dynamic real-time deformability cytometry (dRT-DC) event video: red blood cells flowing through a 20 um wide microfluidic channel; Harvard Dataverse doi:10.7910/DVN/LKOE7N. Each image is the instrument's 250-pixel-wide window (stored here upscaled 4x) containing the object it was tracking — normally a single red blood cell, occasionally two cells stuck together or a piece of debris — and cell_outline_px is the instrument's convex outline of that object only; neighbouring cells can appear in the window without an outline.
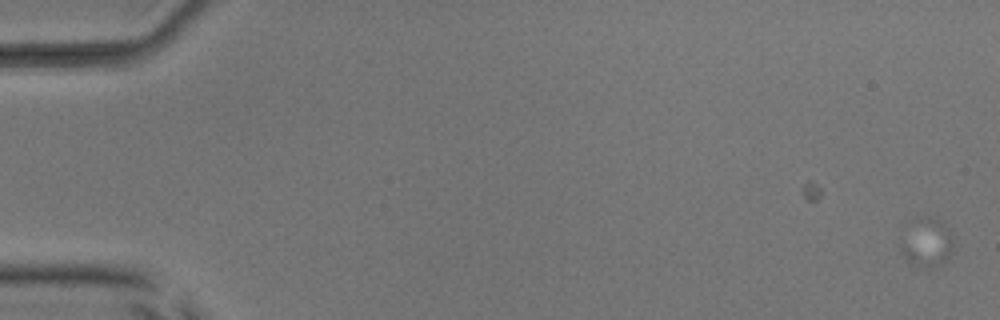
{"species": "common noctule bat (a hibernating species)", "species_latin": "Nyctalus noctula", "temperature_condition": "room temperature", "stored_images_in_passage": 10, "camera_frame_rate_fps": 3000, "um_per_image_px": 0.085, "animal": {"sex": "male", "body_mass_g": 17.9, "forearm_length_mm": 54.2}, "frame": {"image": 1, "passage_image": 1, "time_ms": 0.0, "image_size_px": [1000, 320], "cell_outline_px": [[952, 248], [948, 256], [944, 260], [936, 264], [916, 264], [908, 260], [900, 252], [900, 248], [916, 220], [924, 216], [932, 216], [944, 224], [948, 228], [952, 236]], "centroid_in_image_um": [78.83, 20.56], "position_along_channel_um": 6.2, "area_um2": 13.53}}